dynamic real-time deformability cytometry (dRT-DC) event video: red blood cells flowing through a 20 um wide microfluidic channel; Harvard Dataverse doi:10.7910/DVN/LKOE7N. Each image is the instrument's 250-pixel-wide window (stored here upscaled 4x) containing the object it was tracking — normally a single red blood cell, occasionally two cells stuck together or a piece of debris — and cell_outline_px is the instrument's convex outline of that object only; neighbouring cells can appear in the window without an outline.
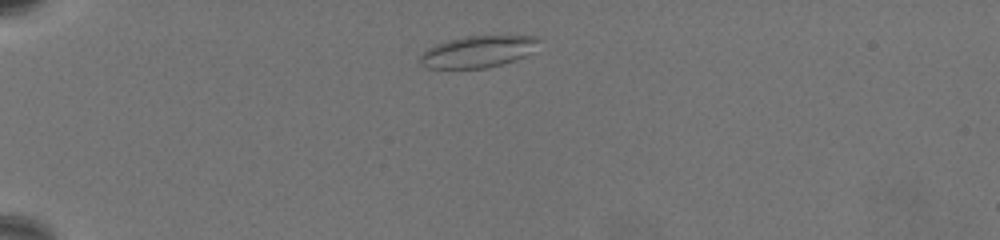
{"species": "common noctule bat (a hibernating species)", "species_latin": "Nyctalus noctula", "temperature_condition": "warm", "stored_images_in_passage": 49, "camera_frame_rate_fps": 3000, "um_per_image_px": 0.085, "animal": {"sex": "female", "body_mass_g": 19.5, "forearm_length_mm": 54.1}, "frame": {"image": 1, "passage_image": 2, "time_ms": 0.333, "image_size_px": [1000, 240], "cell_outline_px": [[544, 40], [532, 52], [516, 60], [484, 68], [428, 68], [420, 64], [420, 56], [428, 48], [436, 44], [448, 40], [464, 36], [540, 36]], "centroid_in_image_um": [40.68, 4.37], "position_along_channel_um": 44.3, "area_um2": 22.02}}
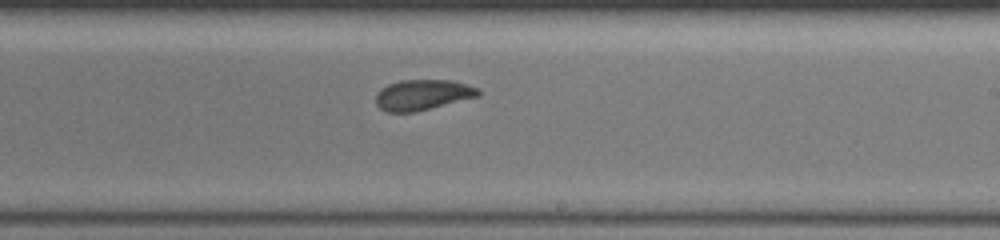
{"frame": {"image": 2, "passage_image": 26, "time_ms": 8.333, "image_size_px": [1000, 240], "cell_outline_px": [[480, 96], [416, 112], [388, 112], [380, 108], [376, 104], [376, 92], [380, 88], [388, 84], [400, 80], [452, 80], [480, 88]], "centroid_in_image_um": [35.93, 8.06], "position_along_channel_um": 253.1, "area_um2": 18.44}}
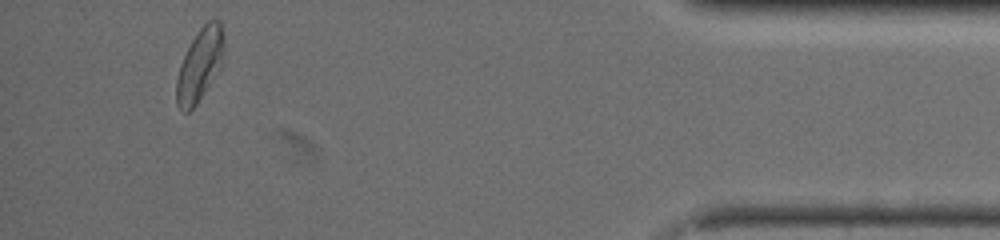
{"frame": {"image": 3, "passage_image": 46, "time_ms": 15.0, "image_size_px": [1000, 240], "cell_outline_px": [[224, 48], [220, 64], [196, 104], [188, 112], [184, 112], [176, 104], [176, 80], [180, 64], [192, 40], [200, 28], [208, 20], [220, 20], [224, 36]], "centroid_in_image_um": [16.96, 5.47], "position_along_channel_um": 418.2, "area_um2": 19.42}, "authors_computed_cell_mechanics": {"area_um2": 18.785, "velocity_mm_per_s": 3.2548, "shape_relaxation_time_tau1_ms": 4.7264, "shape_relaxation_time_tau2_ms": 2.437, "deformation_change_tau1": 0.1041, "deformation_change_tau2": 0.0754}}